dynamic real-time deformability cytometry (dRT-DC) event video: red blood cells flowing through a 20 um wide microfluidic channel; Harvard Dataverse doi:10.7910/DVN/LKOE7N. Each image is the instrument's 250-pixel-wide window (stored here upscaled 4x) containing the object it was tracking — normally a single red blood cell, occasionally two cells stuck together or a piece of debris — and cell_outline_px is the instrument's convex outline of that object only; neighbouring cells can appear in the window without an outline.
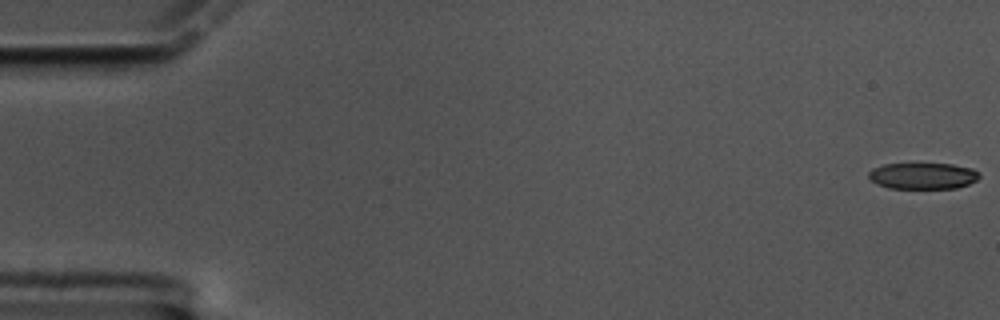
{"species": "common noctule bat (a hibernating species)", "species_latin": "Nyctalus noctula", "temperature_condition": "cold", "stored_images_in_passage": 60, "camera_frame_rate_fps": 3000, "um_per_image_px": 0.085, "animal": {"sex": "male", "body_mass_g": 17.5, "forearm_length_mm": 52.3}, "frame": {"image": 1, "passage_image": 1, "time_ms": 0.0, "image_size_px": [1000, 320], "cell_outline_px": [[980, 176], [976, 180], [968, 184], [956, 188], [888, 188], [876, 184], [868, 176], [868, 172], [872, 168], [884, 164], [952, 164], [972, 168], [980, 172]], "centroid_in_image_um": [78.44, 14.95], "position_along_channel_um": 6.6, "area_um2": 16.99}}
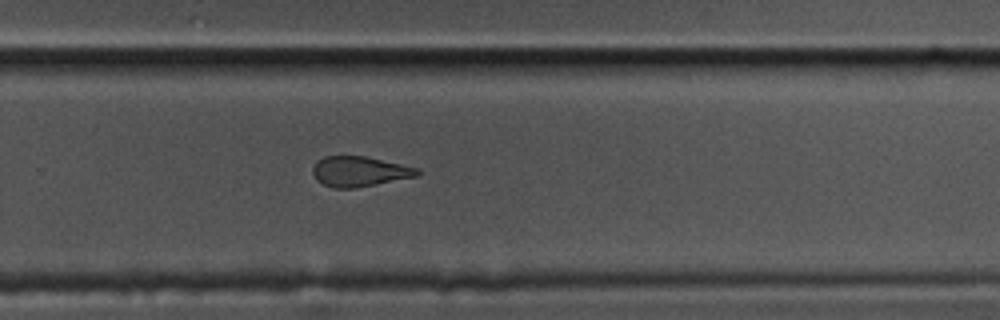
{"frame": {"image": 2, "passage_image": 40, "time_ms": 13.0, "image_size_px": [1000, 320], "cell_outline_px": [[420, 172], [416, 176], [356, 188], [332, 188], [316, 180], [312, 172], [312, 168], [316, 160], [324, 156], [364, 156], [420, 168]], "centroid_in_image_um": [30.52, 14.57], "position_along_channel_um": 299.3, "area_um2": 18.38}}
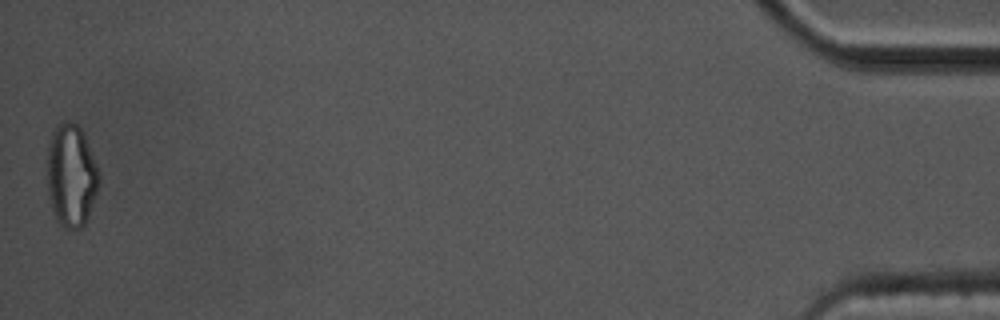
{"frame": {"image": 3, "passage_image": 60, "time_ms": 19.667, "image_size_px": [1000, 320], "cell_outline_px": [[100, 180], [88, 216], [84, 224], [80, 228], [64, 228], [56, 220], [52, 208], [48, 192], [48, 144], [52, 132], [56, 124], [68, 120], [76, 124], [80, 128], [84, 136], [100, 172]], "centroid_in_image_um": [6.05, 14.9], "position_along_channel_um": 429.2, "area_um2": 30.75}, "authors_computed_cell_mechanics": {"area_um2": 19.3341, "velocity_mm_per_s": 3.364, "shape_relaxation_time_tau1_ms": null, "shape_relaxation_time_tau2_ms": 2.831, "deformation_change_tau1": null, "deformation_change_tau2": 0.1082}}